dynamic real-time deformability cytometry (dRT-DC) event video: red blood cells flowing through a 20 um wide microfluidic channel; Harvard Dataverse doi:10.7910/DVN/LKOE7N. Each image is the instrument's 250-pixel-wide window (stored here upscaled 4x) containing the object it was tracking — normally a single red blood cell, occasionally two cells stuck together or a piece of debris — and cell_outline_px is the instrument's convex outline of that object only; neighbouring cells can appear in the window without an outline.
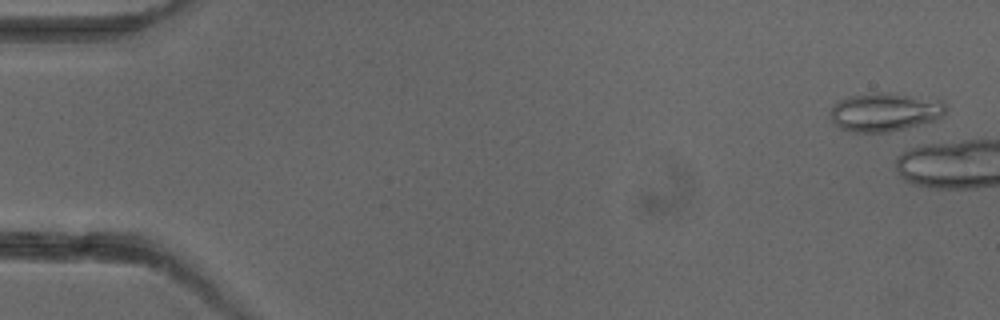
{"species": "common noctule bat (a hibernating species)", "species_latin": "Nyctalus noctula", "temperature_condition": "cold", "stored_images_in_passage": 2, "camera_frame_rate_fps": 3000, "um_per_image_px": 0.085, "animal": {"sex": "female"}, "frame": {"image": 1, "passage_image": 1, "time_ms": 0.0, "image_size_px": [1000, 320], "cell_outline_px": [[948, 108], [944, 116], [936, 120], [888, 132], [848, 132], [840, 128], [832, 120], [828, 112], [836, 100], [848, 96], [876, 92], [892, 92], [944, 100]], "centroid_in_image_um": [75.22, 9.5], "position_along_channel_um": 9.8, "area_um2": 26.59}}